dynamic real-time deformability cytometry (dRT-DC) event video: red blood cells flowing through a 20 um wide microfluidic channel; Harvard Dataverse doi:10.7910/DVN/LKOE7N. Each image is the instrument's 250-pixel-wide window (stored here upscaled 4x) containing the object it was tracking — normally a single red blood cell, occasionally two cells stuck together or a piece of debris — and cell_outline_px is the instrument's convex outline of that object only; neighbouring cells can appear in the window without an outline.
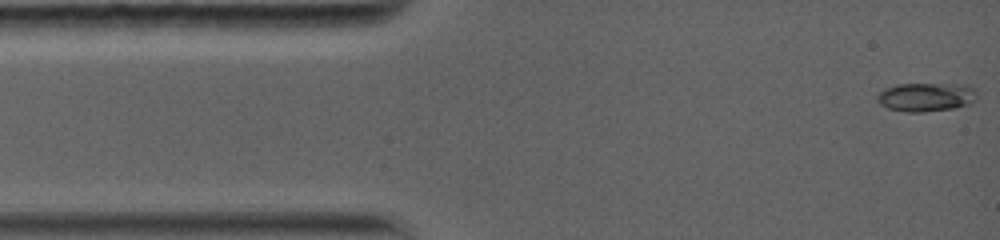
{"species": "common noctule bat (a hibernating species)", "species_latin": "Nyctalus noctula", "temperature_condition": "warm", "stored_images_in_passage": 57, "camera_frame_rate_fps": 5000, "um_per_image_px": 0.085, "animal": {"sex": "female", "body_mass_g": 19.0, "forearm_length_mm": 56.7}, "frame": {"image": 1, "passage_image": 1, "time_ms": 0.0, "image_size_px": [1000, 240], "cell_outline_px": [[972, 100], [968, 104], [952, 108], [924, 112], [904, 112], [888, 108], [880, 104], [880, 92], [888, 88], [900, 84], [932, 84], [964, 88]], "centroid_in_image_um": [78.49, 8.3], "position_along_channel_um": 6.5, "area_um2": 15.09}}
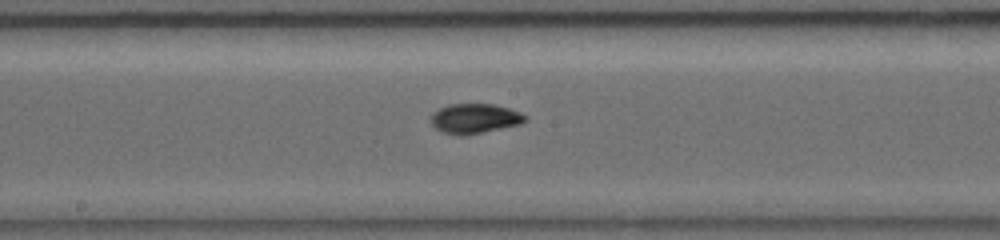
{"frame": {"image": 2, "passage_image": 25, "time_ms": 6.8, "image_size_px": [1000, 240], "cell_outline_px": [[524, 120], [520, 124], [480, 132], [444, 132], [436, 128], [432, 124], [432, 116], [440, 108], [452, 104], [492, 104], [508, 108], [524, 116]], "centroid_in_image_um": [40.35, 10.03], "position_along_channel_um": 207.9, "area_um2": 15.09}}
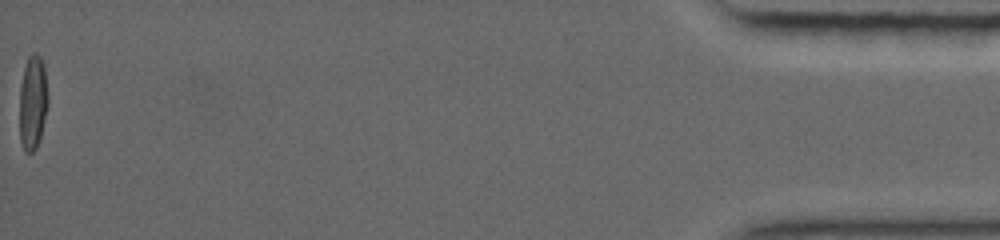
{"frame": {"image": 3, "passage_image": 57, "time_ms": 15.8, "image_size_px": [1000, 240], "cell_outline_px": [[44, 116], [40, 136], [36, 148], [32, 152], [24, 152], [20, 136], [20, 92], [24, 72], [28, 60], [36, 56], [40, 60], [44, 72]], "centroid_in_image_um": [2.71, 8.89], "position_along_channel_um": 432.5, "area_um2": 13.81}, "authors_computed_cell_mechanics": {"area_um2": 14.5078, "velocity_mm_per_s": 4.0898, "shape_relaxation_time_tau1_ms": 4.0366, "shape_relaxation_time_tau2_ms": 2.7704, "deformation_change_tau1": 0.2367, "deformation_change_tau2": 0.06}}